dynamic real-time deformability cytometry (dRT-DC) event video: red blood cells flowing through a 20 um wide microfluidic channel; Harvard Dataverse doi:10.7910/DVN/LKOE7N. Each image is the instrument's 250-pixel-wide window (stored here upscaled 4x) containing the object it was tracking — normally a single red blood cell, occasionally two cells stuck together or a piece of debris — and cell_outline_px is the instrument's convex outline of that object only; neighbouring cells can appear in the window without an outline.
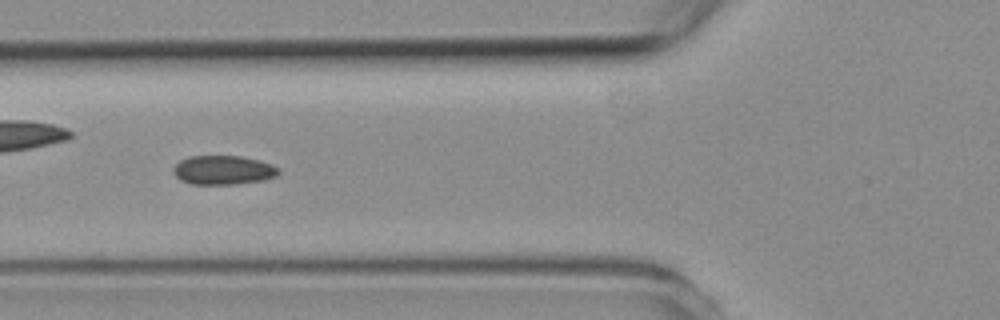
{"species": "common noctule bat (a hibernating species)", "species_latin": "Nyctalus noctula", "temperature_condition": "room temperature", "stored_images_in_passage": 6, "camera_frame_rate_fps": 3000, "um_per_image_px": 0.085, "animal": {"sex": "female", "body_mass_g": 19.3, "forearm_length_mm": 54.1}, "frame": {"image": 1, "passage_image": 6, "time_ms": 5.667, "image_size_px": [1000, 320], "cell_outline_px": [[280, 172], [276, 176], [264, 180], [236, 184], [192, 184], [180, 180], [172, 172], [172, 168], [180, 160], [188, 156], [240, 156], [260, 160], [272, 164], [280, 168]], "centroid_in_image_um": [18.98, 14.45], "position_along_channel_um": 106.8, "area_um2": 18.03}}